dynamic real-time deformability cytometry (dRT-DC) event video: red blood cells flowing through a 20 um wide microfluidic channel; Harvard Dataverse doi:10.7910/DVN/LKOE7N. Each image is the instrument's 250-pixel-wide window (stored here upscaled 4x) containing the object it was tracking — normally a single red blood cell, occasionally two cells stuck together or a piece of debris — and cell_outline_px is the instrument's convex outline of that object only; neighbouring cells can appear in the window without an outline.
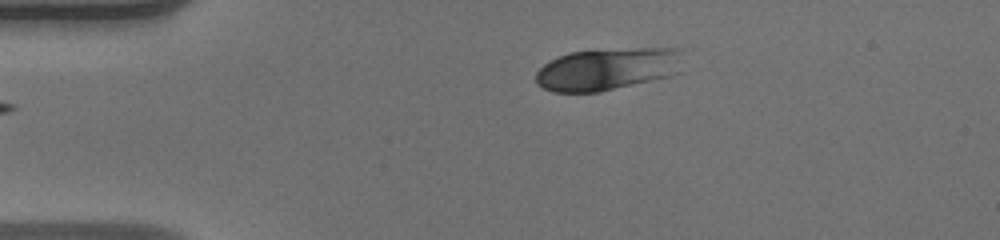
{"species": "human", "species_latin": "Homo sapiens", "temperature_condition": "warm", "stored_images_in_passage": 40, "camera_frame_rate_fps": 3000, "um_per_image_px": 0.085, "donor": {"sex": "male"}, "frame": {"image": 1, "passage_image": 1, "time_ms": 0.0, "image_size_px": [1000, 240], "cell_outline_px": [[684, 48], [680, 72], [672, 76], [600, 92], [552, 92], [536, 84], [536, 72], [544, 64], [568, 52], [640, 48]], "centroid_in_image_um": [51.7, 5.87], "position_along_channel_um": 33.3, "area_um2": 36.53}}
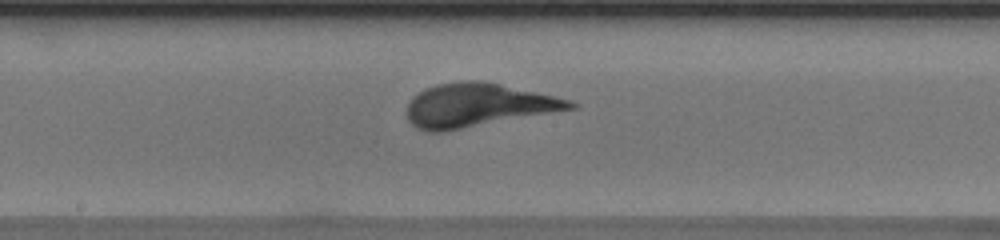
{"frame": {"image": 2, "passage_image": 17, "time_ms": 5.333, "image_size_px": [1000, 240], "cell_outline_px": [[580, 104], [576, 108], [440, 132], [428, 132], [416, 128], [408, 120], [408, 104], [412, 96], [424, 88], [436, 84], [460, 80], [480, 80], [500, 84], [552, 96], [568, 100]], "centroid_in_image_um": [40.55, 8.93], "position_along_channel_um": 207.7, "area_um2": 40.92}}
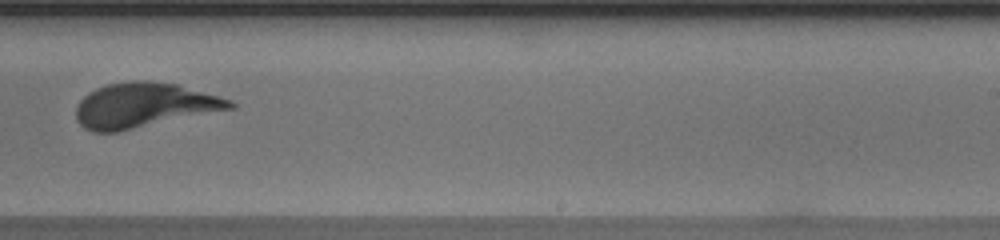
{"frame": {"image": 3, "passage_image": 22, "time_ms": 7.0, "image_size_px": [1000, 240], "cell_outline_px": [[236, 108], [116, 132], [92, 132], [84, 128], [76, 120], [76, 108], [80, 100], [88, 92], [96, 88], [108, 84], [132, 80], [148, 80], [176, 84], [220, 96], [232, 100], [236, 104]], "centroid_in_image_um": [12.24, 8.95], "position_along_channel_um": 276.8, "area_um2": 40.29}}